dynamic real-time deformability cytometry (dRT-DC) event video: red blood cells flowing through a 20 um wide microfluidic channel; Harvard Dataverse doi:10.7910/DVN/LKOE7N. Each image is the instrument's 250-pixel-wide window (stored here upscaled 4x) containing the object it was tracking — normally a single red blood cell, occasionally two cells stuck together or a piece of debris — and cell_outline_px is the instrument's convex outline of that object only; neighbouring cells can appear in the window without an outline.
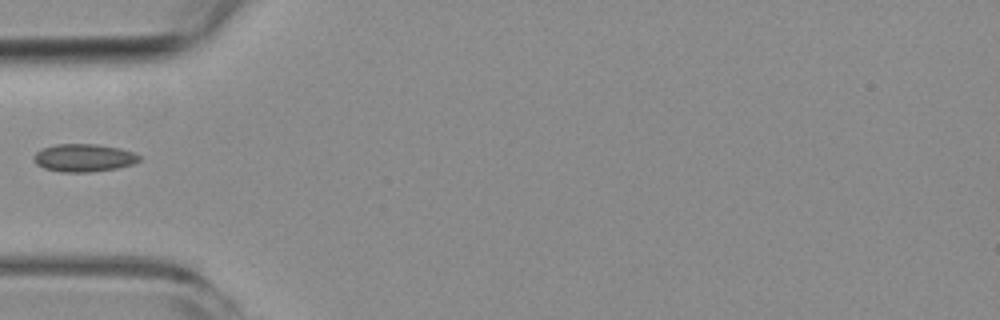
{"species": "common noctule bat (a hibernating species)", "species_latin": "Nyctalus noctula", "temperature_condition": "room temperature", "stored_images_in_passage": 3, "camera_frame_rate_fps": 3000, "um_per_image_px": 0.085, "animal": {"sex": "female", "body_mass_g": 19.3, "forearm_length_mm": 54.1}, "frame": {"image": 1, "passage_image": 1, "time_ms": 0.0, "image_size_px": [1000, 320], "cell_outline_px": [[140, 160], [132, 164], [116, 168], [88, 172], [64, 172], [44, 168], [36, 164], [36, 152], [40, 148], [56, 144], [96, 144], [120, 148], [132, 152], [140, 156]], "centroid_in_image_um": [7.12, 13.4], "position_along_channel_um": 77.9, "area_um2": 16.88}}
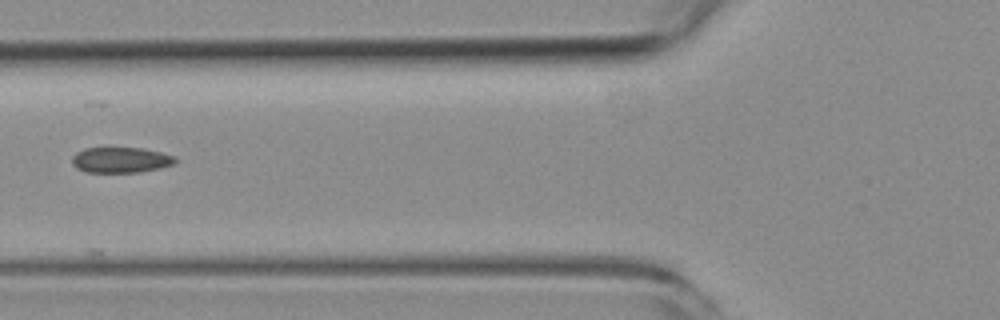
{"frame": {"image": 2, "passage_image": 2, "time_ms": 1.0, "image_size_px": [1000, 320], "cell_outline_px": [[176, 164], [160, 168], [140, 172], [84, 172], [76, 168], [72, 164], [72, 156], [76, 152], [84, 148], [144, 148], [176, 156]], "centroid_in_image_um": [10.27, 13.6], "position_along_channel_um": 115.5, "area_um2": 15.55}}